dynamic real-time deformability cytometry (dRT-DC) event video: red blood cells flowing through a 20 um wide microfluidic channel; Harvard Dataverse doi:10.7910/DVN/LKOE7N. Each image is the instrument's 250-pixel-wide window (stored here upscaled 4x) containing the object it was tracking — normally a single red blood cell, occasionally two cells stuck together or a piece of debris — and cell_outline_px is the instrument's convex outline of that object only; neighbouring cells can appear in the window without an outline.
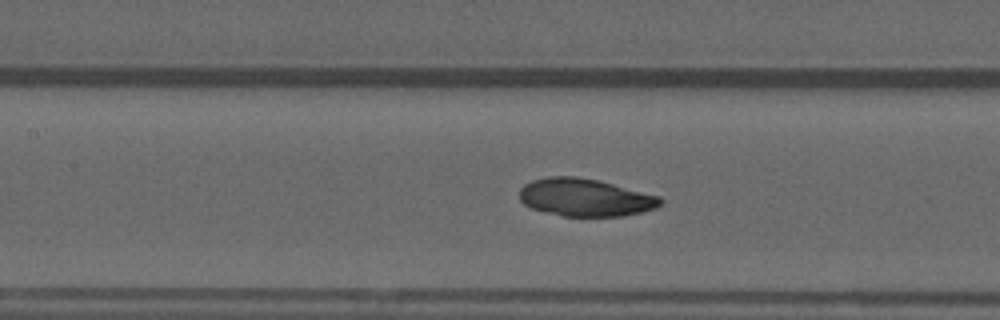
{"species": "common noctule bat (a hibernating species)", "species_latin": "Nyctalus noctula", "temperature_condition": "warm", "stored_images_in_passage": 40, "camera_frame_rate_fps": 3000, "um_per_image_px": 0.085, "animal": {"sex": "male", "forearm_length_mm": 52.5}, "frame": {"image": 1, "passage_image": 12, "time_ms": 3.667, "image_size_px": [1000, 320], "cell_outline_px": [[664, 200], [656, 208], [624, 216], [564, 216], [532, 208], [524, 204], [520, 200], [520, 188], [524, 184], [532, 180], [548, 176], [576, 176], [600, 180], [660, 196]], "centroid_in_image_um": [49.75, 16.77], "position_along_channel_um": 157.6, "area_um2": 31.04}}